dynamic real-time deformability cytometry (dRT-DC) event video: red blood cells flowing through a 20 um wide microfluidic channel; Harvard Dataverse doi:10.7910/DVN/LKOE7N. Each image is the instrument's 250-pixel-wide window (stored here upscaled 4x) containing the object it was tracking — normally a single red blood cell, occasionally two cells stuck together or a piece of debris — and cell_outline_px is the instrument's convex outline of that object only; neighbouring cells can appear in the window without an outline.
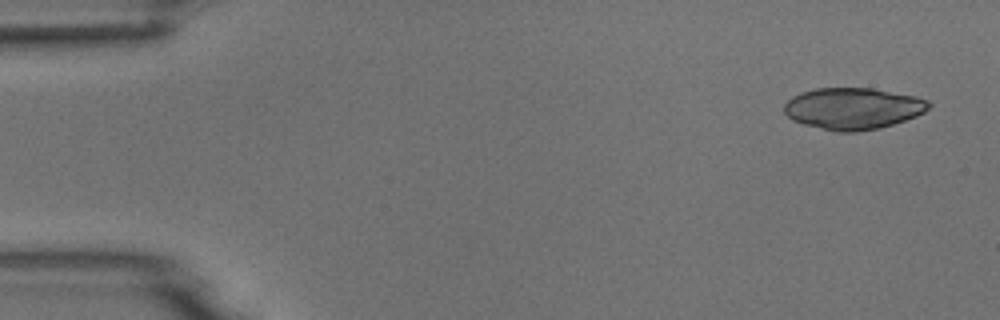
{"species": "common noctule bat (a hibernating species)", "species_latin": "Nyctalus noctula", "temperature_condition": "room temperature", "stored_images_in_passage": 6, "camera_frame_rate_fps": 3000, "um_per_image_px": 0.085, "animal": {"sex": "male", "body_mass_g": 18.8}, "frame": {"image": 1, "passage_image": 1, "time_ms": 0.0, "image_size_px": [1000, 320], "cell_outline_px": [[932, 104], [924, 112], [916, 116], [880, 128], [856, 132], [836, 132], [804, 124], [792, 120], [784, 112], [784, 104], [792, 96], [800, 92], [816, 88], [872, 88], [916, 96], [928, 100]], "centroid_in_image_um": [72.49, 9.22], "position_along_channel_um": 12.5, "area_um2": 35.14}}